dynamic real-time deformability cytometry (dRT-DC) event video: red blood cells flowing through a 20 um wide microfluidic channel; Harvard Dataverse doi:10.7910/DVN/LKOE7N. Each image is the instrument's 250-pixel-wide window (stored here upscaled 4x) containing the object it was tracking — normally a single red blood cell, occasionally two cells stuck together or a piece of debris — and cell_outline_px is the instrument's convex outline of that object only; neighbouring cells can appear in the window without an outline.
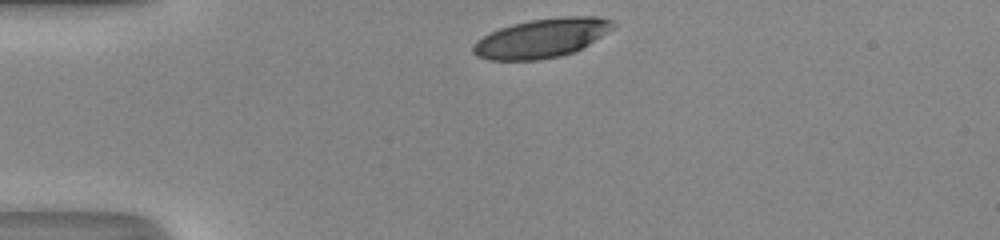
{"species": "human", "species_latin": "Homo sapiens", "temperature_condition": "room temperature", "stored_images_in_passage": 29, "camera_frame_rate_fps": 3000, "um_per_image_px": 0.085, "donor": {"sex": "male"}, "frame": {"image": 1, "passage_image": 1, "time_ms": 0.0, "image_size_px": [1000, 240], "cell_outline_px": [[616, 24], [612, 28], [588, 44], [572, 52], [560, 56], [540, 60], [488, 60], [476, 56], [472, 52], [472, 48], [476, 40], [500, 28], [512, 24], [532, 20], [560, 16], [600, 16], [612, 20]], "centroid_in_image_um": [46.02, 3.24], "position_along_channel_um": 39.0, "area_um2": 31.67}}
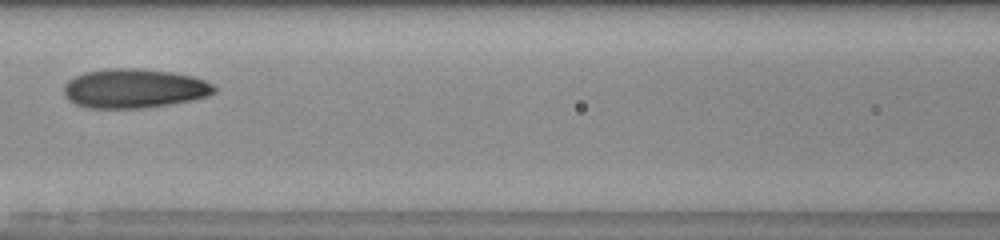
{"frame": {"image": 2, "passage_image": 12, "time_ms": 3.667, "image_size_px": [1000, 240], "cell_outline_px": [[216, 92], [192, 100], [144, 108], [88, 108], [76, 104], [68, 100], [64, 96], [64, 84], [68, 80], [84, 72], [112, 68], [140, 68], [168, 72], [192, 76], [204, 80], [212, 84], [216, 88]], "centroid_in_image_um": [11.36, 7.52], "position_along_channel_um": 155.2, "area_um2": 34.28}}
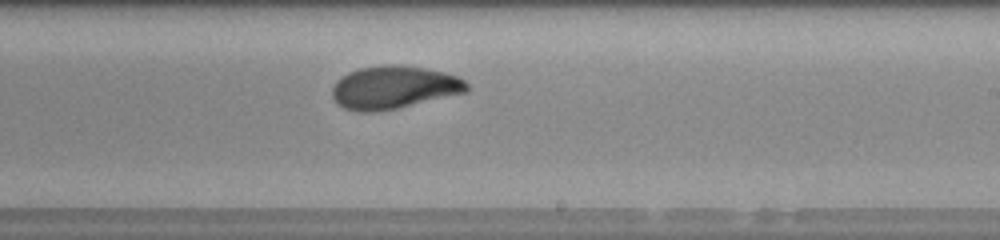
{"frame": {"image": 3, "passage_image": 19, "time_ms": 6.0, "image_size_px": [1000, 240], "cell_outline_px": [[468, 92], [396, 108], [372, 112], [356, 112], [344, 108], [336, 104], [332, 96], [332, 88], [336, 80], [340, 76], [348, 72], [360, 68], [380, 64], [400, 64], [424, 68], [444, 72], [456, 76], [464, 80], [468, 84]], "centroid_in_image_um": [33.43, 7.42], "position_along_channel_um": 255.6, "area_um2": 33.93}, "authors_computed_cell_mechanics": {"area_um2": 33.6974, "velocity_mm_per_s": 4.3154, "shape_relaxation_time_tau1_ms": 3.6318, "shape_relaxation_time_tau2_ms": 1.115, "deformation_change_tau1": 0.1734, "deformation_change_tau2": 0.0615}}